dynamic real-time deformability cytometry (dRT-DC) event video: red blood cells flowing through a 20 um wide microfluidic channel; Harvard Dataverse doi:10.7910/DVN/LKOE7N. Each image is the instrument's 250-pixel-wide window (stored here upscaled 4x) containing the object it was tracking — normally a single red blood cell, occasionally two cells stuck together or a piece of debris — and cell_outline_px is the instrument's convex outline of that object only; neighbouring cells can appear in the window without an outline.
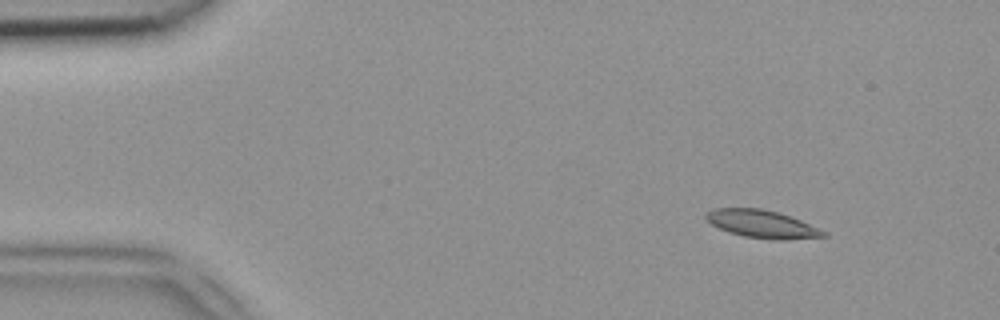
{"species": "common noctule bat (a hibernating species)", "species_latin": "Nyctalus noctula", "temperature_condition": "room temperature", "stored_images_in_passage": 49, "camera_frame_rate_fps": 3000, "um_per_image_px": 0.085, "animal": {"sex": "female", "body_mass_g": 18.4}, "frame": {"image": 1, "passage_image": 6, "time_ms": 1.667, "image_size_px": [1000, 320], "cell_outline_px": [[828, 236], [784, 240], [780, 240], [744, 236], [728, 232], [712, 224], [704, 216], [712, 208], [760, 208], [776, 212], [800, 220], [828, 232]], "centroid_in_image_um": [64.78, 19.04], "position_along_channel_um": 20.2, "area_um2": 18.79}}
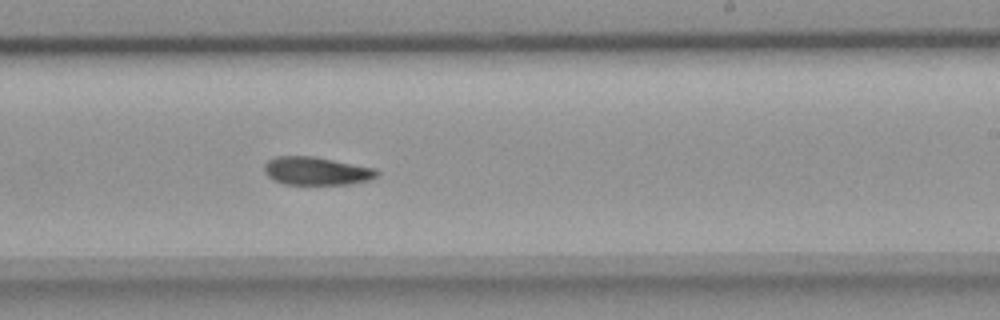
{"frame": {"image": 2, "passage_image": 30, "time_ms": 9.667, "image_size_px": [1000, 320], "cell_outline_px": [[380, 172], [376, 176], [368, 180], [352, 184], [284, 184], [272, 180], [264, 172], [264, 164], [268, 160], [276, 156], [312, 156], [376, 168]], "centroid_in_image_um": [26.88, 14.53], "position_along_channel_um": 262.1, "area_um2": 18.5}}
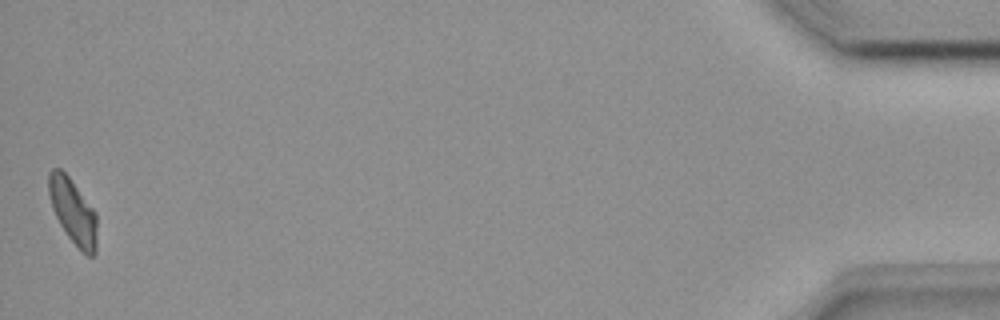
{"frame": {"image": 3, "passage_image": 49, "time_ms": 16.0, "image_size_px": [1000, 320], "cell_outline_px": [[96, 252], [92, 256], [88, 256], [80, 252], [68, 236], [60, 224], [52, 208], [48, 192], [48, 172], [52, 168], [60, 168], [68, 176], [96, 212]], "centroid_in_image_um": [6.19, 17.98], "position_along_channel_um": 429.0, "area_um2": 18.32}}